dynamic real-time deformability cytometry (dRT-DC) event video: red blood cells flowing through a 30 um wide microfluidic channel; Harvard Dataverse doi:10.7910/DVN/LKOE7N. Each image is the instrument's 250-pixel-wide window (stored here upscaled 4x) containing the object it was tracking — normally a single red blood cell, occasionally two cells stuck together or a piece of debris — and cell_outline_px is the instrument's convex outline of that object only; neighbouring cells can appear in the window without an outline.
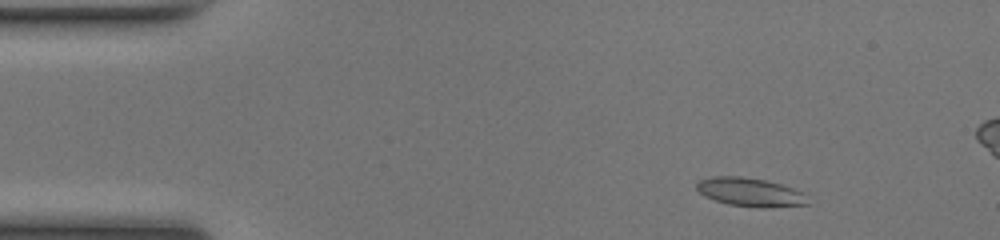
{"species": "common noctule bat (a hibernating species)", "species_latin": "Nyctalus noctula", "temperature_condition": "room temperature", "stored_images_in_passage": 48, "segment_of_instrument_passage": [1, 2], "camera_frame_rate_fps": 3000, "um_per_image_px": 0.085, "animal": {"sex": "female", "body_mass_g": 17.0, "forearm_length_mm": 48.0}, "frame": {"image": 1, "passage_image": 4, "time_ms": 1.0, "image_size_px": [1000, 240], "cell_outline_px": [[808, 204], [764, 208], [728, 204], [704, 196], [696, 188], [696, 184], [700, 180], [712, 176], [740, 176], [764, 180], [780, 184], [792, 188], [800, 192]], "centroid_in_image_um": [63.69, 16.33], "position_along_channel_um": 21.3, "area_um2": 18.09}}
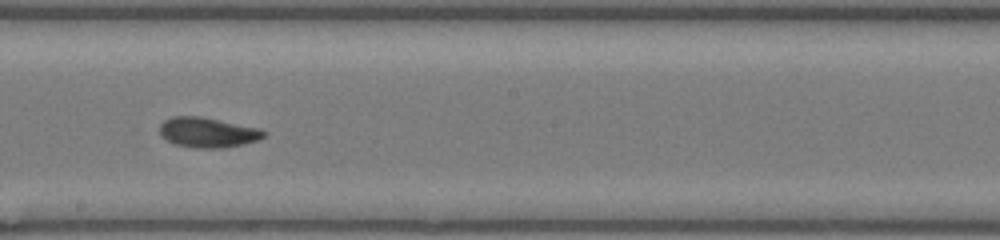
{"frame": {"image": 2, "passage_image": 25, "time_ms": 8.0, "image_size_px": [1000, 240], "cell_outline_px": [[268, 132], [264, 136], [256, 140], [224, 148], [196, 148], [176, 144], [160, 136], [160, 124], [164, 120], [172, 116], [200, 116], [260, 128]], "centroid_in_image_um": [17.64, 11.24], "position_along_channel_um": 230.6, "area_um2": 18.15}}
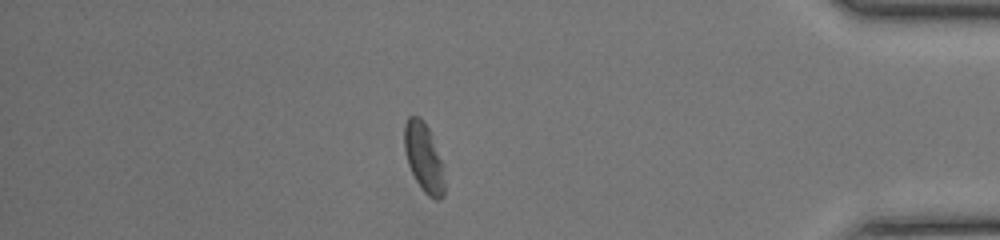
{"frame": {"image": 3, "passage_image": 40, "time_ms": 13.0, "image_size_px": [1000, 240], "cell_outline_px": [[444, 196], [440, 200], [436, 200], [428, 196], [420, 188], [408, 164], [404, 148], [404, 124], [408, 116], [420, 116], [428, 128], [444, 164]], "centroid_in_image_um": [36.03, 13.4], "position_along_channel_um": 399.2, "area_um2": 16.36}}